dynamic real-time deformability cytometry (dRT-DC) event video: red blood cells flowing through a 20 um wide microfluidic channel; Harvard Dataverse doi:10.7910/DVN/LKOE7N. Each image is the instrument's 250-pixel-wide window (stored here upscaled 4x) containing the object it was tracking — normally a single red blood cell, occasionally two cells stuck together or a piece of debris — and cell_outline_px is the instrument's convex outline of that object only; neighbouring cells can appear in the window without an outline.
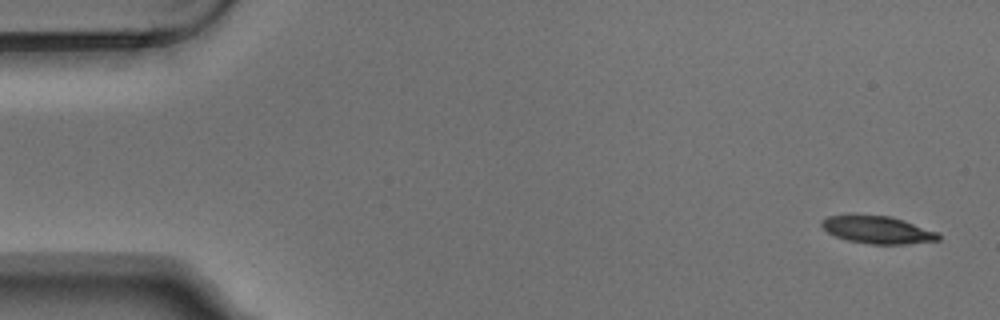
{"species": "Egyptian fruit bat (a non-hibernating species)", "species_latin": "Rousettus aegyptiacus", "temperature_condition": "warm", "stored_images_in_passage": 5, "segment_of_instrument_passage": [2, 2], "camera_frame_rate_fps": 3000, "um_per_image_px": 0.085, "animal": {"sex": "male"}, "frame": {"image": 1, "passage_image": 5, "time_ms": 1.333, "image_size_px": [1000, 320], "cell_outline_px": [[940, 240], [904, 244], [868, 244], [848, 240], [836, 236], [828, 232], [820, 224], [820, 220], [828, 216], [852, 212], [888, 216], [940, 232]], "centroid_in_image_um": [74.53, 19.5], "position_along_channel_um": 10.5, "area_um2": 19.19}}